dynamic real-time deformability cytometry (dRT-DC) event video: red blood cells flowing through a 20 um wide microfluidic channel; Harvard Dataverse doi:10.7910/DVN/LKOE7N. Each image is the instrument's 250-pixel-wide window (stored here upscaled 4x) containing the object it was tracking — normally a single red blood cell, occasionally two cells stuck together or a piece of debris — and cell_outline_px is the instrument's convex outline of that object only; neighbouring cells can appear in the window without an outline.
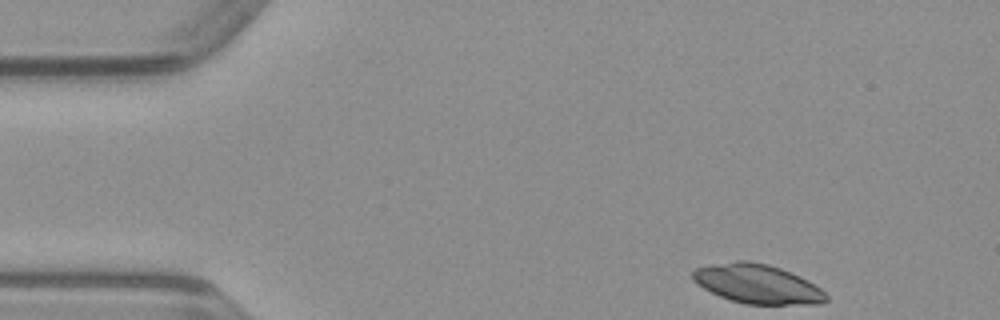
{"species": "common noctule bat (a hibernating species)", "species_latin": "Nyctalus noctula", "temperature_condition": "warm", "stored_images_in_passage": 45, "camera_frame_rate_fps": 3000, "um_per_image_px": 0.085, "animal": {"sex": "male", "body_mass_g": 23.1, "forearm_length_mm": 52.7}, "frame": {"image": 1, "passage_image": 1, "time_ms": 0.0, "image_size_px": [1000, 320], "cell_outline_px": [[828, 300], [820, 304], [744, 304], [720, 296], [704, 288], [692, 280], [692, 272], [696, 268], [712, 264], [736, 260], [748, 260], [768, 264], [780, 268], [800, 276], [808, 280], [820, 288], [828, 296]], "centroid_in_image_um": [64.39, 24.12], "position_along_channel_um": 20.6, "area_um2": 30.46}}